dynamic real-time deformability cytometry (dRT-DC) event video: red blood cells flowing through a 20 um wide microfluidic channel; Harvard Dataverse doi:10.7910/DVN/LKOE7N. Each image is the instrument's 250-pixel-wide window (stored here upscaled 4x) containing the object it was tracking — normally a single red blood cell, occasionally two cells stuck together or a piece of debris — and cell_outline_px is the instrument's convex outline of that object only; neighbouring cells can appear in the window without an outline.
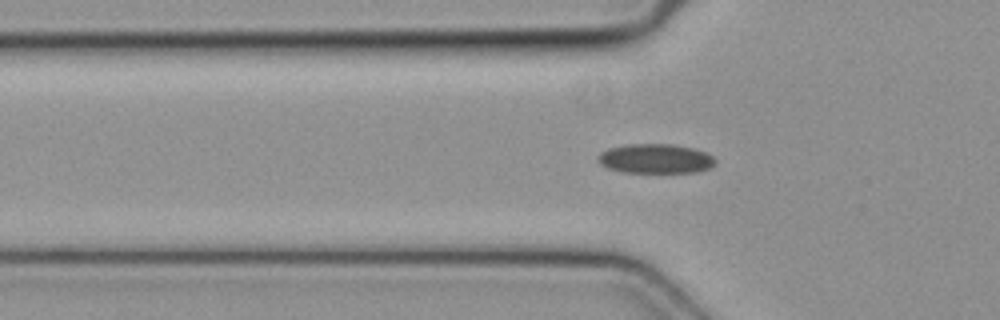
{"species": "common noctule bat (a hibernating species)", "species_latin": "Nyctalus noctula", "temperature_condition": "cold", "stored_images_in_passage": 35, "camera_frame_rate_fps": 3000, "um_per_image_px": 0.085, "animal": {"sex": "female", "body_mass_g": 19.3, "forearm_length_mm": 54.1}, "frame": {"image": 1, "passage_image": 7, "time_ms": 2.0, "image_size_px": [1000, 320], "cell_outline_px": [[716, 164], [712, 168], [696, 172], [624, 172], [608, 168], [600, 164], [600, 152], [608, 148], [628, 144], [672, 144], [692, 148], [708, 152], [716, 160]], "centroid_in_image_um": [55.78, 13.48], "position_along_channel_um": 70.0, "area_um2": 20.17}}
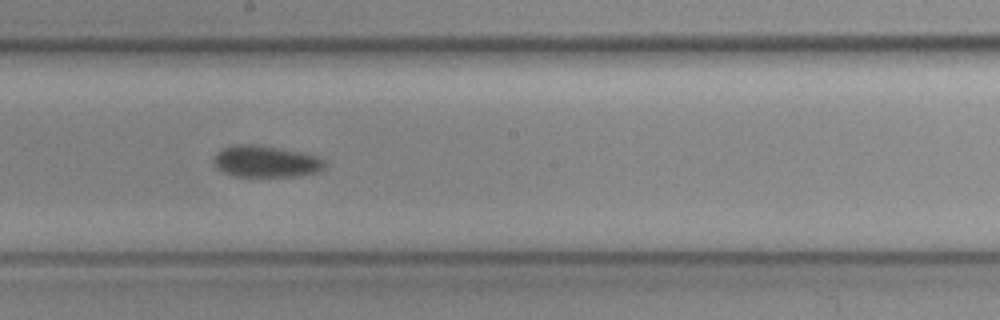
{"frame": {"image": 2, "passage_image": 18, "time_ms": 5.667, "image_size_px": [1000, 320], "cell_outline_px": [[324, 168], [316, 172], [292, 176], [236, 176], [224, 172], [216, 168], [212, 160], [216, 152], [232, 144], [252, 144], [300, 152], [320, 156], [324, 160]], "centroid_in_image_um": [22.55, 13.72], "position_along_channel_um": 225.6, "area_um2": 20.29}}
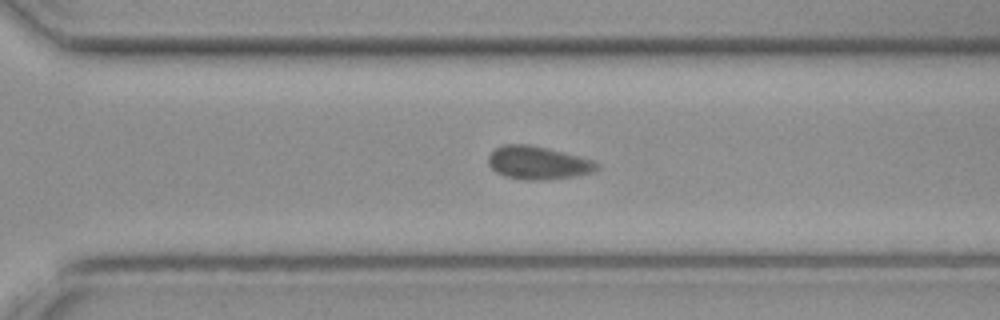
{"frame": {"image": 3, "passage_image": 25, "time_ms": 8.0, "image_size_px": [1000, 320], "cell_outline_px": [[600, 168], [596, 172], [576, 176], [544, 180], [524, 180], [504, 176], [496, 172], [488, 164], [488, 156], [496, 148], [504, 144], [528, 144], [580, 156], [592, 160], [600, 164]], "centroid_in_image_um": [45.76, 13.85], "position_along_channel_um": 324.8, "area_um2": 21.1}}